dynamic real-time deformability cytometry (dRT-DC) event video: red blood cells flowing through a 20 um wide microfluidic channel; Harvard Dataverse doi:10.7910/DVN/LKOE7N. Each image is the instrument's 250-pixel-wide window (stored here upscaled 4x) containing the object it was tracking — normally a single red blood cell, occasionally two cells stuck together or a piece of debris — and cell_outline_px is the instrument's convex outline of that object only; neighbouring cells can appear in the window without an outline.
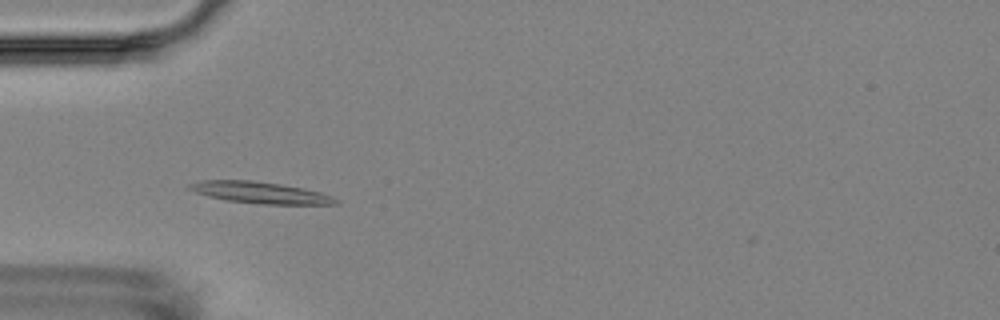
{"species": "Egyptian fruit bat (a non-hibernating species)", "species_latin": "Rousettus aegyptiacus", "temperature_condition": "room temperature", "stored_images_in_passage": 6, "camera_frame_rate_fps": 3000, "um_per_image_px": 0.085, "animal": {"sex": "female"}, "frame": {"image": 1, "passage_image": 5, "time_ms": 4.667, "image_size_px": [1000, 320], "cell_outline_px": [[340, 200], [336, 204], [260, 204], [224, 200], [208, 196], [196, 192], [188, 188], [184, 184], [196, 180], [252, 180], [280, 184], [304, 188], [320, 192], [332, 196]], "centroid_in_image_um": [22.06, 16.36], "position_along_channel_um": 62.9, "area_um2": 18.55}}
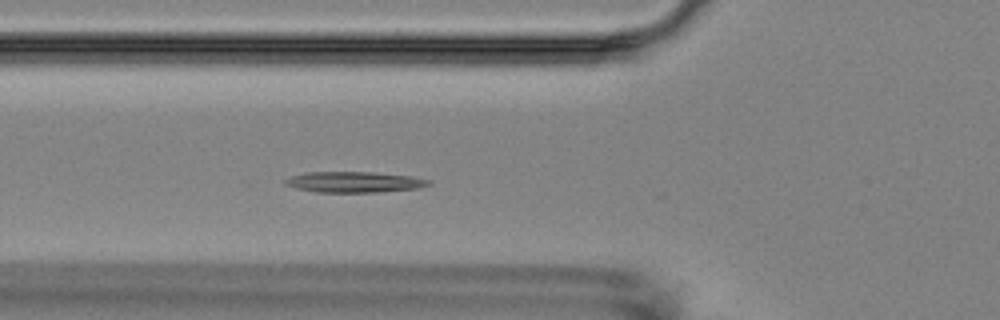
{"frame": {"image": 2, "passage_image": 6, "time_ms": 5.667, "image_size_px": [1000, 320], "cell_outline_px": [[432, 184], [420, 188], [376, 192], [316, 192], [296, 188], [284, 184], [284, 180], [292, 176], [304, 172], [372, 172], [412, 176], [432, 180]], "centroid_in_image_um": [30.14, 15.47], "position_along_channel_um": 95.7, "area_um2": 17.46}}